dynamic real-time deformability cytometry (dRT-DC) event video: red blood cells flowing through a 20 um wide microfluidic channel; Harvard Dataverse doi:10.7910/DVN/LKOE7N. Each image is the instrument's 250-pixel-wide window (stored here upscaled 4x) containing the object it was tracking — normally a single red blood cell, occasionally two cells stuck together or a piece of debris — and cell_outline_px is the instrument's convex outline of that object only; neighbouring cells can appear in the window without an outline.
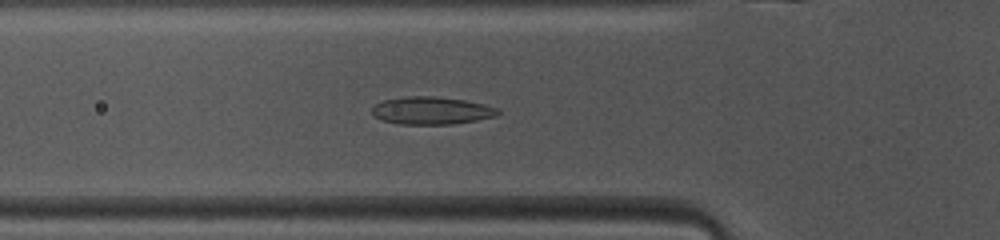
{"species": "common noctule bat (a hibernating species)", "species_latin": "Nyctalus noctula", "temperature_condition": "warm", "stored_images_in_passage": 32, "camera_frame_rate_fps": 3000, "um_per_image_px": 0.085, "animal": {"sex": "female", "body_mass_g": 10.0, "forearm_length_mm": 53.1}, "frame": {"image": 1, "passage_image": 3, "time_ms": 0.667, "image_size_px": [1000, 240], "cell_outline_px": [[500, 112], [496, 116], [476, 120], [452, 124], [400, 124], [384, 120], [376, 116], [372, 112], [372, 108], [376, 104], [384, 100], [408, 96], [432, 96], [464, 100], [484, 104], [500, 108]], "centroid_in_image_um": [36.72, 9.4], "position_along_channel_um": 89.1, "area_um2": 20.06}}
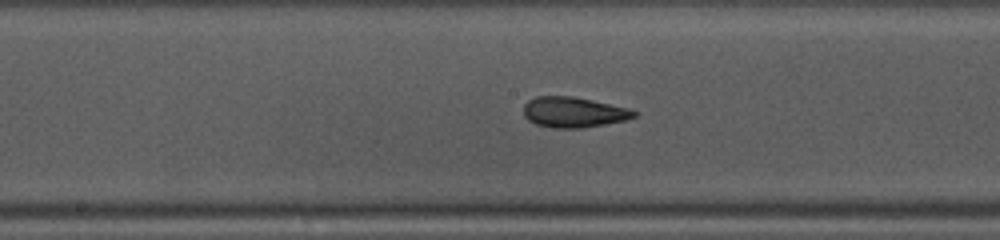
{"frame": {"image": 2, "passage_image": 11, "time_ms": 3.333, "image_size_px": [1000, 240], "cell_outline_px": [[636, 116], [628, 120], [584, 128], [552, 128], [536, 124], [528, 120], [524, 116], [524, 104], [528, 100], [536, 96], [572, 96], [592, 100], [628, 108], [636, 112]], "centroid_in_image_um": [48.75, 9.54], "position_along_channel_um": 199.5, "area_um2": 19.71}}
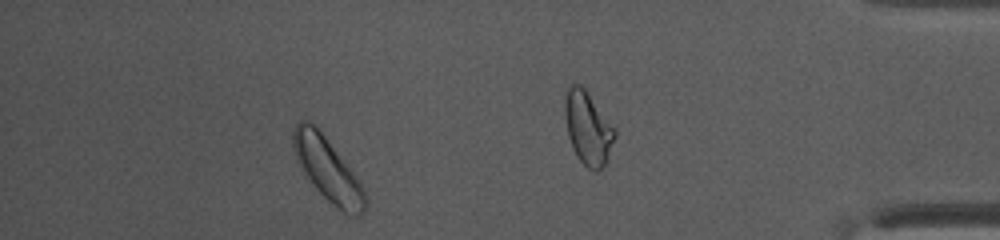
{"frame": {"image": 3, "passage_image": 26, "time_ms": 8.333, "image_size_px": [1000, 240], "cell_outline_px": [[368, 204], [364, 212], [360, 216], [348, 216], [332, 204], [316, 188], [304, 172], [296, 156], [292, 144], [292, 132], [296, 124], [300, 120], [308, 120], [320, 128], [364, 188], [368, 200]], "centroid_in_image_um": [27.88, 14.4], "position_along_channel_um": 407.3, "area_um2": 26.53}, "authors_computed_cell_mechanics": {"area_um2": 19.5653, "velocity_mm_per_s": 4.1013, "shape_relaxation_time_tau1_ms": 3.3404, "shape_relaxation_time_tau2_ms": 1.2657, "deformation_change_tau1": 0.1382, "deformation_change_tau2": 0.0939}}